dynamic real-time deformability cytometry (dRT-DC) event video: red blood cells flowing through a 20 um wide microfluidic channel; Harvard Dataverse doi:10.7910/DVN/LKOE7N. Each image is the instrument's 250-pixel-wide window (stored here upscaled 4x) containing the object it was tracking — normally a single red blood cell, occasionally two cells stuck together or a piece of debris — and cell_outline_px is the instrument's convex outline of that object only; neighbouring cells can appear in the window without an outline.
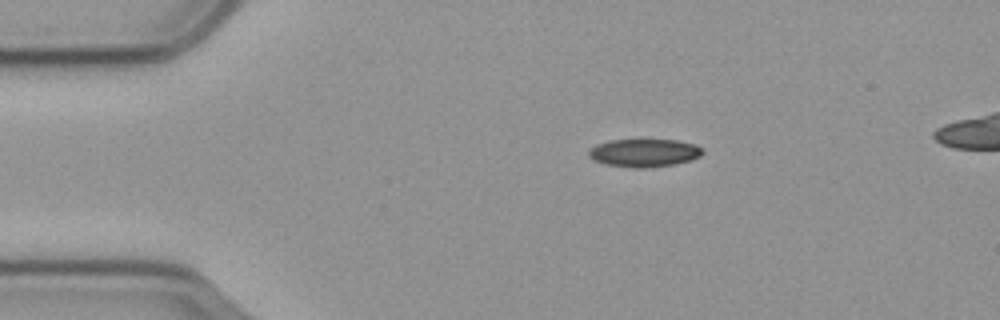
{"species": "common noctule bat (a hibernating species)", "species_latin": "Nyctalus noctula", "temperature_condition": "cold", "stored_images_in_passage": 46, "camera_frame_rate_fps": 3000, "um_per_image_px": 0.085, "animal": {"sex": "male", "body_mass_g": 23.1, "forearm_length_mm": 52.7}, "frame": {"image": 1, "passage_image": 1, "time_ms": 0.0, "image_size_px": [1000, 320], "cell_outline_px": [[704, 152], [700, 156], [692, 160], [672, 164], [644, 168], [636, 168], [604, 164], [588, 156], [588, 152], [596, 144], [608, 140], [676, 140], [696, 144]], "centroid_in_image_um": [54.76, 12.99], "position_along_channel_um": 30.2, "area_um2": 18.44}}
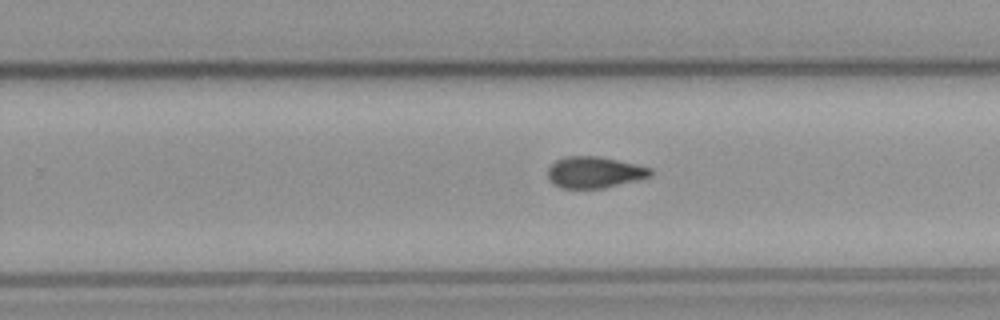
{"frame": {"image": 2, "passage_image": 26, "time_ms": 8.333, "image_size_px": [1000, 320], "cell_outline_px": [[652, 176], [604, 188], [560, 188], [548, 176], [548, 168], [556, 160], [564, 156], [596, 156], [616, 160], [652, 168]], "centroid_in_image_um": [50.53, 14.64], "position_along_channel_um": 279.3, "area_um2": 18.5}}
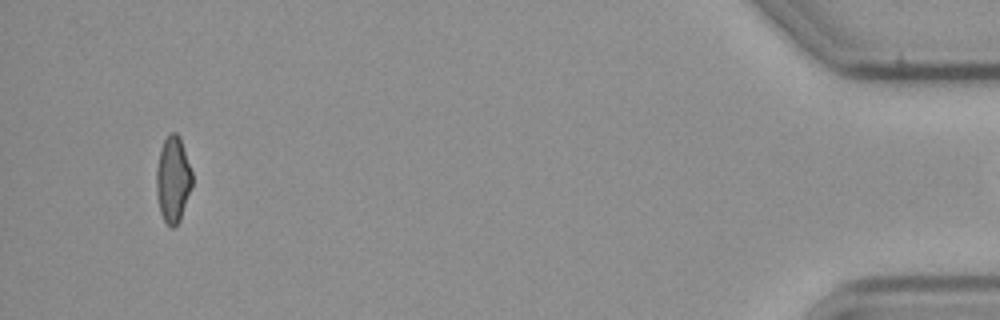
{"frame": {"image": 3, "passage_image": 45, "time_ms": 14.667, "image_size_px": [1000, 320], "cell_outline_px": [[192, 184], [180, 220], [172, 228], [164, 220], [160, 212], [156, 192], [156, 172], [160, 148], [164, 140], [172, 132], [176, 132], [180, 136], [192, 172]], "centroid_in_image_um": [14.69, 15.23], "position_along_channel_um": 420.5, "area_um2": 17.8}}